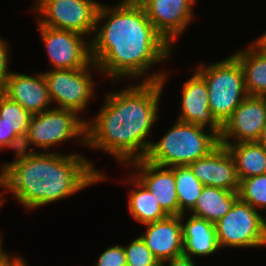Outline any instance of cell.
<instances>
[{"label":"cell","mask_w":266,"mask_h":266,"mask_svg":"<svg viewBox=\"0 0 266 266\" xmlns=\"http://www.w3.org/2000/svg\"><path fill=\"white\" fill-rule=\"evenodd\" d=\"M107 6L101 3L90 38L91 59L98 71L114 82L127 77L161 81L166 71L148 77L147 71L170 57L175 48L155 29L140 3L120 0L114 6Z\"/></svg>","instance_id":"cell-1"},{"label":"cell","mask_w":266,"mask_h":266,"mask_svg":"<svg viewBox=\"0 0 266 266\" xmlns=\"http://www.w3.org/2000/svg\"><path fill=\"white\" fill-rule=\"evenodd\" d=\"M167 77L107 93L98 114L92 122L86 121V147L105 151L122 166L144 159L152 142L147 136L159 118Z\"/></svg>","instance_id":"cell-2"},{"label":"cell","mask_w":266,"mask_h":266,"mask_svg":"<svg viewBox=\"0 0 266 266\" xmlns=\"http://www.w3.org/2000/svg\"><path fill=\"white\" fill-rule=\"evenodd\" d=\"M50 151H38L0 176V187L27 210L70 197L108 178L84 154Z\"/></svg>","instance_id":"cell-3"},{"label":"cell","mask_w":266,"mask_h":266,"mask_svg":"<svg viewBox=\"0 0 266 266\" xmlns=\"http://www.w3.org/2000/svg\"><path fill=\"white\" fill-rule=\"evenodd\" d=\"M178 121L157 142H151L145 160L163 167L189 165L214 150L219 136L212 130Z\"/></svg>","instance_id":"cell-4"},{"label":"cell","mask_w":266,"mask_h":266,"mask_svg":"<svg viewBox=\"0 0 266 266\" xmlns=\"http://www.w3.org/2000/svg\"><path fill=\"white\" fill-rule=\"evenodd\" d=\"M193 70L205 80L209 109L215 119L223 125L248 96L238 60L231 55L209 65L200 63V66H196Z\"/></svg>","instance_id":"cell-5"},{"label":"cell","mask_w":266,"mask_h":266,"mask_svg":"<svg viewBox=\"0 0 266 266\" xmlns=\"http://www.w3.org/2000/svg\"><path fill=\"white\" fill-rule=\"evenodd\" d=\"M215 226L221 249L266 246V217L239 198Z\"/></svg>","instance_id":"cell-6"},{"label":"cell","mask_w":266,"mask_h":266,"mask_svg":"<svg viewBox=\"0 0 266 266\" xmlns=\"http://www.w3.org/2000/svg\"><path fill=\"white\" fill-rule=\"evenodd\" d=\"M26 133L32 145L45 152L74 138L86 146V120L73 110L54 107L33 114Z\"/></svg>","instance_id":"cell-7"},{"label":"cell","mask_w":266,"mask_h":266,"mask_svg":"<svg viewBox=\"0 0 266 266\" xmlns=\"http://www.w3.org/2000/svg\"><path fill=\"white\" fill-rule=\"evenodd\" d=\"M32 10L39 25L70 30L84 36L94 34L101 3L95 0H35Z\"/></svg>","instance_id":"cell-8"},{"label":"cell","mask_w":266,"mask_h":266,"mask_svg":"<svg viewBox=\"0 0 266 266\" xmlns=\"http://www.w3.org/2000/svg\"><path fill=\"white\" fill-rule=\"evenodd\" d=\"M99 70L97 65L78 69H51L43 72L47 82L51 103L55 108L73 110L79 114L84 111L94 98L96 82L92 80L91 68Z\"/></svg>","instance_id":"cell-9"},{"label":"cell","mask_w":266,"mask_h":266,"mask_svg":"<svg viewBox=\"0 0 266 266\" xmlns=\"http://www.w3.org/2000/svg\"><path fill=\"white\" fill-rule=\"evenodd\" d=\"M37 25L52 69H78L93 65L91 43L87 36Z\"/></svg>","instance_id":"cell-10"},{"label":"cell","mask_w":266,"mask_h":266,"mask_svg":"<svg viewBox=\"0 0 266 266\" xmlns=\"http://www.w3.org/2000/svg\"><path fill=\"white\" fill-rule=\"evenodd\" d=\"M265 122L266 97L247 96L222 125L219 142L220 144L257 142Z\"/></svg>","instance_id":"cell-11"},{"label":"cell","mask_w":266,"mask_h":266,"mask_svg":"<svg viewBox=\"0 0 266 266\" xmlns=\"http://www.w3.org/2000/svg\"><path fill=\"white\" fill-rule=\"evenodd\" d=\"M197 1L143 0L140 4L155 29L174 47L178 37L187 30L186 27L194 19L193 8Z\"/></svg>","instance_id":"cell-12"},{"label":"cell","mask_w":266,"mask_h":266,"mask_svg":"<svg viewBox=\"0 0 266 266\" xmlns=\"http://www.w3.org/2000/svg\"><path fill=\"white\" fill-rule=\"evenodd\" d=\"M188 166L204 186L238 192L239 179L235 161L225 145L219 144L208 155Z\"/></svg>","instance_id":"cell-13"},{"label":"cell","mask_w":266,"mask_h":266,"mask_svg":"<svg viewBox=\"0 0 266 266\" xmlns=\"http://www.w3.org/2000/svg\"><path fill=\"white\" fill-rule=\"evenodd\" d=\"M129 168H136V177L159 202L168 216H179V203L176 193L174 171L170 167L152 164L145 159L129 163Z\"/></svg>","instance_id":"cell-14"},{"label":"cell","mask_w":266,"mask_h":266,"mask_svg":"<svg viewBox=\"0 0 266 266\" xmlns=\"http://www.w3.org/2000/svg\"><path fill=\"white\" fill-rule=\"evenodd\" d=\"M0 92L20 104L31 115L48 110L51 105L43 73L30 76L11 71Z\"/></svg>","instance_id":"cell-15"},{"label":"cell","mask_w":266,"mask_h":266,"mask_svg":"<svg viewBox=\"0 0 266 266\" xmlns=\"http://www.w3.org/2000/svg\"><path fill=\"white\" fill-rule=\"evenodd\" d=\"M193 72V76L182 85L181 112L177 119L204 128L209 125V130L220 136L222 125L209 109L207 84L196 71Z\"/></svg>","instance_id":"cell-16"},{"label":"cell","mask_w":266,"mask_h":266,"mask_svg":"<svg viewBox=\"0 0 266 266\" xmlns=\"http://www.w3.org/2000/svg\"><path fill=\"white\" fill-rule=\"evenodd\" d=\"M144 226L145 233L140 237L159 263L183 255L181 215L167 216Z\"/></svg>","instance_id":"cell-17"},{"label":"cell","mask_w":266,"mask_h":266,"mask_svg":"<svg viewBox=\"0 0 266 266\" xmlns=\"http://www.w3.org/2000/svg\"><path fill=\"white\" fill-rule=\"evenodd\" d=\"M185 215H181L183 255L191 258L206 257L221 250L215 224L192 214L185 220Z\"/></svg>","instance_id":"cell-18"},{"label":"cell","mask_w":266,"mask_h":266,"mask_svg":"<svg viewBox=\"0 0 266 266\" xmlns=\"http://www.w3.org/2000/svg\"><path fill=\"white\" fill-rule=\"evenodd\" d=\"M252 44L232 55L242 68L248 96L266 97V54L254 42Z\"/></svg>","instance_id":"cell-19"},{"label":"cell","mask_w":266,"mask_h":266,"mask_svg":"<svg viewBox=\"0 0 266 266\" xmlns=\"http://www.w3.org/2000/svg\"><path fill=\"white\" fill-rule=\"evenodd\" d=\"M127 183L136 188L131 189L128 195V211L130 216L142 225L162 220L168 215L160 207L159 202L133 174L129 176Z\"/></svg>","instance_id":"cell-20"},{"label":"cell","mask_w":266,"mask_h":266,"mask_svg":"<svg viewBox=\"0 0 266 266\" xmlns=\"http://www.w3.org/2000/svg\"><path fill=\"white\" fill-rule=\"evenodd\" d=\"M238 199V192L204 186L201 195L189 214L203 218L213 224L221 219Z\"/></svg>","instance_id":"cell-21"},{"label":"cell","mask_w":266,"mask_h":266,"mask_svg":"<svg viewBox=\"0 0 266 266\" xmlns=\"http://www.w3.org/2000/svg\"><path fill=\"white\" fill-rule=\"evenodd\" d=\"M222 145L227 147L234 158L239 181L266 173V148L258 142Z\"/></svg>","instance_id":"cell-22"},{"label":"cell","mask_w":266,"mask_h":266,"mask_svg":"<svg viewBox=\"0 0 266 266\" xmlns=\"http://www.w3.org/2000/svg\"><path fill=\"white\" fill-rule=\"evenodd\" d=\"M174 171L179 216L189 213L201 195L204 185L196 178L188 165L170 167Z\"/></svg>","instance_id":"cell-23"},{"label":"cell","mask_w":266,"mask_h":266,"mask_svg":"<svg viewBox=\"0 0 266 266\" xmlns=\"http://www.w3.org/2000/svg\"><path fill=\"white\" fill-rule=\"evenodd\" d=\"M31 114L20 104L8 99L0 92V122L15 134L27 132Z\"/></svg>","instance_id":"cell-24"},{"label":"cell","mask_w":266,"mask_h":266,"mask_svg":"<svg viewBox=\"0 0 266 266\" xmlns=\"http://www.w3.org/2000/svg\"><path fill=\"white\" fill-rule=\"evenodd\" d=\"M238 198L257 211L264 210L266 213V173L241 179Z\"/></svg>","instance_id":"cell-25"},{"label":"cell","mask_w":266,"mask_h":266,"mask_svg":"<svg viewBox=\"0 0 266 266\" xmlns=\"http://www.w3.org/2000/svg\"><path fill=\"white\" fill-rule=\"evenodd\" d=\"M126 254L127 266H160L159 261L139 236L129 245L123 246Z\"/></svg>","instance_id":"cell-26"},{"label":"cell","mask_w":266,"mask_h":266,"mask_svg":"<svg viewBox=\"0 0 266 266\" xmlns=\"http://www.w3.org/2000/svg\"><path fill=\"white\" fill-rule=\"evenodd\" d=\"M32 145L27 133L17 134L14 136L5 148L15 151L16 159L13 162H7L1 166L0 176H2L13 165L23 162L34 156L38 151L32 150L29 147ZM30 149V150H28Z\"/></svg>","instance_id":"cell-27"},{"label":"cell","mask_w":266,"mask_h":266,"mask_svg":"<svg viewBox=\"0 0 266 266\" xmlns=\"http://www.w3.org/2000/svg\"><path fill=\"white\" fill-rule=\"evenodd\" d=\"M94 266H127L123 245H112L105 249Z\"/></svg>","instance_id":"cell-28"},{"label":"cell","mask_w":266,"mask_h":266,"mask_svg":"<svg viewBox=\"0 0 266 266\" xmlns=\"http://www.w3.org/2000/svg\"><path fill=\"white\" fill-rule=\"evenodd\" d=\"M9 44L0 37V89L3 87L6 79L9 77Z\"/></svg>","instance_id":"cell-29"},{"label":"cell","mask_w":266,"mask_h":266,"mask_svg":"<svg viewBox=\"0 0 266 266\" xmlns=\"http://www.w3.org/2000/svg\"><path fill=\"white\" fill-rule=\"evenodd\" d=\"M194 259L185 255L174 257L172 259L166 260L160 263V266H195Z\"/></svg>","instance_id":"cell-30"},{"label":"cell","mask_w":266,"mask_h":266,"mask_svg":"<svg viewBox=\"0 0 266 266\" xmlns=\"http://www.w3.org/2000/svg\"><path fill=\"white\" fill-rule=\"evenodd\" d=\"M14 136H16L15 132L5 128L0 122V151L8 145Z\"/></svg>","instance_id":"cell-31"},{"label":"cell","mask_w":266,"mask_h":266,"mask_svg":"<svg viewBox=\"0 0 266 266\" xmlns=\"http://www.w3.org/2000/svg\"><path fill=\"white\" fill-rule=\"evenodd\" d=\"M2 245H3V237L0 233V266H5L14 255L7 253L3 249Z\"/></svg>","instance_id":"cell-32"},{"label":"cell","mask_w":266,"mask_h":266,"mask_svg":"<svg viewBox=\"0 0 266 266\" xmlns=\"http://www.w3.org/2000/svg\"><path fill=\"white\" fill-rule=\"evenodd\" d=\"M25 260L22 258V256H13L10 261L7 263V266H27Z\"/></svg>","instance_id":"cell-33"},{"label":"cell","mask_w":266,"mask_h":266,"mask_svg":"<svg viewBox=\"0 0 266 266\" xmlns=\"http://www.w3.org/2000/svg\"><path fill=\"white\" fill-rule=\"evenodd\" d=\"M257 142L266 148V122L262 128L261 135Z\"/></svg>","instance_id":"cell-34"},{"label":"cell","mask_w":266,"mask_h":266,"mask_svg":"<svg viewBox=\"0 0 266 266\" xmlns=\"http://www.w3.org/2000/svg\"><path fill=\"white\" fill-rule=\"evenodd\" d=\"M256 45H266V32L253 41Z\"/></svg>","instance_id":"cell-35"},{"label":"cell","mask_w":266,"mask_h":266,"mask_svg":"<svg viewBox=\"0 0 266 266\" xmlns=\"http://www.w3.org/2000/svg\"><path fill=\"white\" fill-rule=\"evenodd\" d=\"M121 1L128 3H141L143 0H121Z\"/></svg>","instance_id":"cell-36"},{"label":"cell","mask_w":266,"mask_h":266,"mask_svg":"<svg viewBox=\"0 0 266 266\" xmlns=\"http://www.w3.org/2000/svg\"><path fill=\"white\" fill-rule=\"evenodd\" d=\"M4 200L5 198H4L3 192H0V207L3 205Z\"/></svg>","instance_id":"cell-37"},{"label":"cell","mask_w":266,"mask_h":266,"mask_svg":"<svg viewBox=\"0 0 266 266\" xmlns=\"http://www.w3.org/2000/svg\"><path fill=\"white\" fill-rule=\"evenodd\" d=\"M266 54V45H257Z\"/></svg>","instance_id":"cell-38"}]
</instances>
